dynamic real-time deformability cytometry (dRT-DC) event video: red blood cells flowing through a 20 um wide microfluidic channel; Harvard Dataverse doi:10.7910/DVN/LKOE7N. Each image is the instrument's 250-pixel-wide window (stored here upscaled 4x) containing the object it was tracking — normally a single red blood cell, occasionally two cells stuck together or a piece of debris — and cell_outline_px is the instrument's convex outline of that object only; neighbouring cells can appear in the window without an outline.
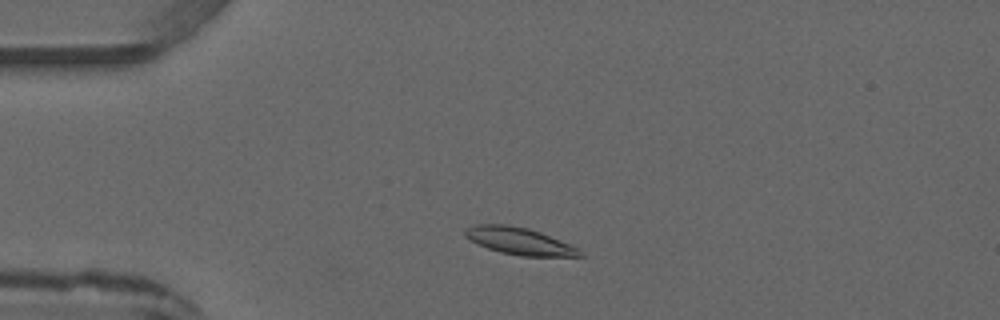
{"species": "common noctule bat (a hibernating species)", "species_latin": "Nyctalus noctula", "temperature_condition": "warm", "stored_images_in_passage": 4, "camera_frame_rate_fps": 3000, "um_per_image_px": 0.085, "animal": {"sex": "male", "forearm_length_mm": 52.5}, "frame": {"image": 1, "passage_image": 2, "time_ms": 1.0, "image_size_px": [1000, 320], "cell_outline_px": [[584, 256], [520, 256], [500, 252], [488, 248], [464, 236], [464, 228], [476, 224], [508, 224], [528, 228], [540, 232], [568, 244], [584, 252]], "centroid_in_image_um": [44.12, 20.48], "position_along_channel_um": 40.9, "area_um2": 17.92}}
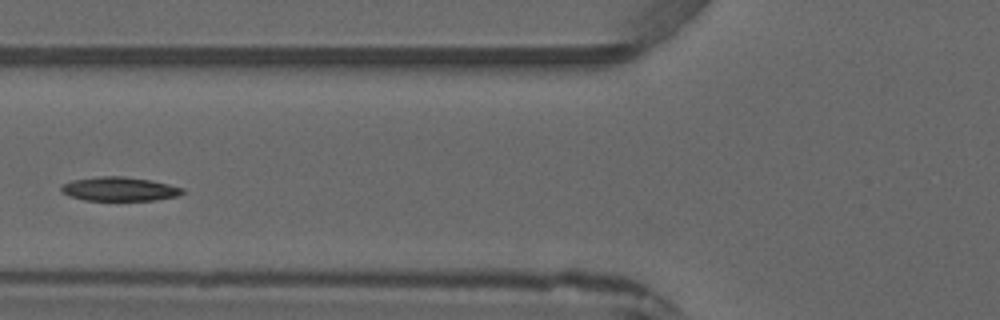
{"frame": {"image": 2, "passage_image": 4, "time_ms": 3.333, "image_size_px": [1000, 320], "cell_outline_px": [[184, 192], [176, 196], [156, 200], [84, 200], [68, 196], [60, 192], [60, 188], [64, 184], [72, 180], [100, 176], [124, 176], [152, 180], [184, 188]], "centroid_in_image_um": [10.13, 16.06], "position_along_channel_um": 115.7, "area_um2": 16.99}}